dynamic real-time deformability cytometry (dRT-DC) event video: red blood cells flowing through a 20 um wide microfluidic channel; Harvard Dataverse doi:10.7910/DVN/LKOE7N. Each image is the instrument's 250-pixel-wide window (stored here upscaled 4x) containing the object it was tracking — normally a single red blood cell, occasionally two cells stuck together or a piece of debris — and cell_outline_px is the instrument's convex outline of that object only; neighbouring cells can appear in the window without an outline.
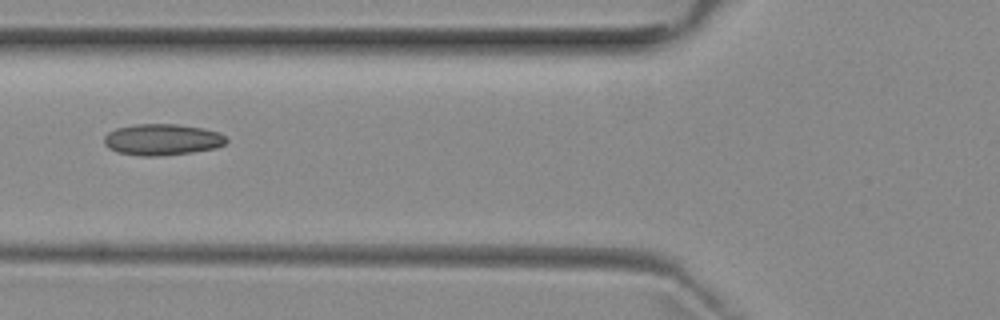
{"species": "common noctule bat (a hibernating species)", "species_latin": "Nyctalus noctula", "temperature_condition": "room temperature", "stored_images_in_passage": 6, "camera_frame_rate_fps": 3000, "um_per_image_px": 0.085, "animal": {"sex": "female", "body_mass_g": 29.2, "forearm_length_mm": 56.3}, "frame": {"image": 1, "passage_image": 6, "time_ms": 5.667, "image_size_px": [1000, 320], "cell_outline_px": [[228, 140], [224, 144], [216, 148], [192, 152], [160, 156], [140, 156], [116, 152], [108, 148], [104, 144], [104, 136], [108, 132], [116, 128], [136, 124], [180, 124], [204, 128], [220, 132]], "centroid_in_image_um": [13.78, 11.86], "position_along_channel_um": 112.0, "area_um2": 22.54}}